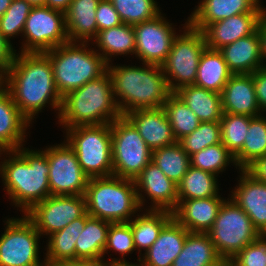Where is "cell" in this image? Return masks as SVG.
I'll use <instances>...</instances> for the list:
<instances>
[{
  "mask_svg": "<svg viewBox=\"0 0 266 266\" xmlns=\"http://www.w3.org/2000/svg\"><path fill=\"white\" fill-rule=\"evenodd\" d=\"M189 156L221 143L220 121L200 122L198 128L178 141Z\"/></svg>",
  "mask_w": 266,
  "mask_h": 266,
  "instance_id": "obj_42",
  "label": "cell"
},
{
  "mask_svg": "<svg viewBox=\"0 0 266 266\" xmlns=\"http://www.w3.org/2000/svg\"><path fill=\"white\" fill-rule=\"evenodd\" d=\"M221 259L208 233L189 232L172 266H211Z\"/></svg>",
  "mask_w": 266,
  "mask_h": 266,
  "instance_id": "obj_31",
  "label": "cell"
},
{
  "mask_svg": "<svg viewBox=\"0 0 266 266\" xmlns=\"http://www.w3.org/2000/svg\"><path fill=\"white\" fill-rule=\"evenodd\" d=\"M96 22L98 31L119 26L122 22L118 12L109 0H101L96 9Z\"/></svg>",
  "mask_w": 266,
  "mask_h": 266,
  "instance_id": "obj_45",
  "label": "cell"
},
{
  "mask_svg": "<svg viewBox=\"0 0 266 266\" xmlns=\"http://www.w3.org/2000/svg\"><path fill=\"white\" fill-rule=\"evenodd\" d=\"M189 231L172 217L161 229L158 238L144 252L140 263L143 266H172L182 251Z\"/></svg>",
  "mask_w": 266,
  "mask_h": 266,
  "instance_id": "obj_21",
  "label": "cell"
},
{
  "mask_svg": "<svg viewBox=\"0 0 266 266\" xmlns=\"http://www.w3.org/2000/svg\"><path fill=\"white\" fill-rule=\"evenodd\" d=\"M265 256H266V234H265Z\"/></svg>",
  "mask_w": 266,
  "mask_h": 266,
  "instance_id": "obj_57",
  "label": "cell"
},
{
  "mask_svg": "<svg viewBox=\"0 0 266 266\" xmlns=\"http://www.w3.org/2000/svg\"><path fill=\"white\" fill-rule=\"evenodd\" d=\"M42 266H76V261H53L44 259Z\"/></svg>",
  "mask_w": 266,
  "mask_h": 266,
  "instance_id": "obj_52",
  "label": "cell"
},
{
  "mask_svg": "<svg viewBox=\"0 0 266 266\" xmlns=\"http://www.w3.org/2000/svg\"><path fill=\"white\" fill-rule=\"evenodd\" d=\"M223 113L257 117L259 109L252 74H233L221 93Z\"/></svg>",
  "mask_w": 266,
  "mask_h": 266,
  "instance_id": "obj_23",
  "label": "cell"
},
{
  "mask_svg": "<svg viewBox=\"0 0 266 266\" xmlns=\"http://www.w3.org/2000/svg\"><path fill=\"white\" fill-rule=\"evenodd\" d=\"M232 75L223 54L219 50L206 48L199 61L194 85L221 94Z\"/></svg>",
  "mask_w": 266,
  "mask_h": 266,
  "instance_id": "obj_29",
  "label": "cell"
},
{
  "mask_svg": "<svg viewBox=\"0 0 266 266\" xmlns=\"http://www.w3.org/2000/svg\"><path fill=\"white\" fill-rule=\"evenodd\" d=\"M95 48H99L98 53L104 61L112 64V56L135 54V30L133 25L121 23L119 26L112 27L103 31H98L92 40ZM100 50V51H99ZM102 52V53H101Z\"/></svg>",
  "mask_w": 266,
  "mask_h": 266,
  "instance_id": "obj_28",
  "label": "cell"
},
{
  "mask_svg": "<svg viewBox=\"0 0 266 266\" xmlns=\"http://www.w3.org/2000/svg\"><path fill=\"white\" fill-rule=\"evenodd\" d=\"M64 129L66 141L74 149L81 169L89 178L112 175L111 124L79 125Z\"/></svg>",
  "mask_w": 266,
  "mask_h": 266,
  "instance_id": "obj_7",
  "label": "cell"
},
{
  "mask_svg": "<svg viewBox=\"0 0 266 266\" xmlns=\"http://www.w3.org/2000/svg\"><path fill=\"white\" fill-rule=\"evenodd\" d=\"M86 212L82 217L70 222L65 228L48 237L45 259L53 261H76V240L84 229Z\"/></svg>",
  "mask_w": 266,
  "mask_h": 266,
  "instance_id": "obj_33",
  "label": "cell"
},
{
  "mask_svg": "<svg viewBox=\"0 0 266 266\" xmlns=\"http://www.w3.org/2000/svg\"><path fill=\"white\" fill-rule=\"evenodd\" d=\"M44 152L49 164L50 195H84L90 178L68 142L46 146Z\"/></svg>",
  "mask_w": 266,
  "mask_h": 266,
  "instance_id": "obj_13",
  "label": "cell"
},
{
  "mask_svg": "<svg viewBox=\"0 0 266 266\" xmlns=\"http://www.w3.org/2000/svg\"><path fill=\"white\" fill-rule=\"evenodd\" d=\"M32 6H45V0H26Z\"/></svg>",
  "mask_w": 266,
  "mask_h": 266,
  "instance_id": "obj_55",
  "label": "cell"
},
{
  "mask_svg": "<svg viewBox=\"0 0 266 266\" xmlns=\"http://www.w3.org/2000/svg\"><path fill=\"white\" fill-rule=\"evenodd\" d=\"M255 93L261 113L266 112V68L262 67L252 73Z\"/></svg>",
  "mask_w": 266,
  "mask_h": 266,
  "instance_id": "obj_46",
  "label": "cell"
},
{
  "mask_svg": "<svg viewBox=\"0 0 266 266\" xmlns=\"http://www.w3.org/2000/svg\"><path fill=\"white\" fill-rule=\"evenodd\" d=\"M12 0H0V18L11 5Z\"/></svg>",
  "mask_w": 266,
  "mask_h": 266,
  "instance_id": "obj_53",
  "label": "cell"
},
{
  "mask_svg": "<svg viewBox=\"0 0 266 266\" xmlns=\"http://www.w3.org/2000/svg\"><path fill=\"white\" fill-rule=\"evenodd\" d=\"M265 13H243L214 22L202 32L207 48L220 50L240 38L254 34Z\"/></svg>",
  "mask_w": 266,
  "mask_h": 266,
  "instance_id": "obj_18",
  "label": "cell"
},
{
  "mask_svg": "<svg viewBox=\"0 0 266 266\" xmlns=\"http://www.w3.org/2000/svg\"><path fill=\"white\" fill-rule=\"evenodd\" d=\"M115 251L122 255V258H112L108 260L110 264L117 266L120 264L130 263L125 260V255L133 253L136 249L133 241V233L128 222L110 223L107 234V242L104 248V255L108 251Z\"/></svg>",
  "mask_w": 266,
  "mask_h": 266,
  "instance_id": "obj_41",
  "label": "cell"
},
{
  "mask_svg": "<svg viewBox=\"0 0 266 266\" xmlns=\"http://www.w3.org/2000/svg\"><path fill=\"white\" fill-rule=\"evenodd\" d=\"M17 50L6 40L0 32V77L2 78L10 69Z\"/></svg>",
  "mask_w": 266,
  "mask_h": 266,
  "instance_id": "obj_47",
  "label": "cell"
},
{
  "mask_svg": "<svg viewBox=\"0 0 266 266\" xmlns=\"http://www.w3.org/2000/svg\"><path fill=\"white\" fill-rule=\"evenodd\" d=\"M122 117L108 71L62 97L59 124L62 128L79 125L111 124Z\"/></svg>",
  "mask_w": 266,
  "mask_h": 266,
  "instance_id": "obj_4",
  "label": "cell"
},
{
  "mask_svg": "<svg viewBox=\"0 0 266 266\" xmlns=\"http://www.w3.org/2000/svg\"><path fill=\"white\" fill-rule=\"evenodd\" d=\"M177 141L196 130L200 121L196 114L173 92L162 107Z\"/></svg>",
  "mask_w": 266,
  "mask_h": 266,
  "instance_id": "obj_37",
  "label": "cell"
},
{
  "mask_svg": "<svg viewBox=\"0 0 266 266\" xmlns=\"http://www.w3.org/2000/svg\"><path fill=\"white\" fill-rule=\"evenodd\" d=\"M238 185L231 191V199L249 216L260 234H266V183L253 179L239 170Z\"/></svg>",
  "mask_w": 266,
  "mask_h": 266,
  "instance_id": "obj_20",
  "label": "cell"
},
{
  "mask_svg": "<svg viewBox=\"0 0 266 266\" xmlns=\"http://www.w3.org/2000/svg\"><path fill=\"white\" fill-rule=\"evenodd\" d=\"M243 170L253 179L266 183V155L254 159Z\"/></svg>",
  "mask_w": 266,
  "mask_h": 266,
  "instance_id": "obj_48",
  "label": "cell"
},
{
  "mask_svg": "<svg viewBox=\"0 0 266 266\" xmlns=\"http://www.w3.org/2000/svg\"><path fill=\"white\" fill-rule=\"evenodd\" d=\"M86 213L84 195H50L35 204L25 215L40 235H51Z\"/></svg>",
  "mask_w": 266,
  "mask_h": 266,
  "instance_id": "obj_14",
  "label": "cell"
},
{
  "mask_svg": "<svg viewBox=\"0 0 266 266\" xmlns=\"http://www.w3.org/2000/svg\"><path fill=\"white\" fill-rule=\"evenodd\" d=\"M103 260L104 259L76 261V266H114L110 264L108 261H103Z\"/></svg>",
  "mask_w": 266,
  "mask_h": 266,
  "instance_id": "obj_51",
  "label": "cell"
},
{
  "mask_svg": "<svg viewBox=\"0 0 266 266\" xmlns=\"http://www.w3.org/2000/svg\"><path fill=\"white\" fill-rule=\"evenodd\" d=\"M112 175L134 180L151 162L152 150L124 117L111 123Z\"/></svg>",
  "mask_w": 266,
  "mask_h": 266,
  "instance_id": "obj_10",
  "label": "cell"
},
{
  "mask_svg": "<svg viewBox=\"0 0 266 266\" xmlns=\"http://www.w3.org/2000/svg\"><path fill=\"white\" fill-rule=\"evenodd\" d=\"M7 154L0 163L3 190L20 211L27 213L35 204L50 196L49 164L46 153L20 146L17 150L0 151Z\"/></svg>",
  "mask_w": 266,
  "mask_h": 266,
  "instance_id": "obj_2",
  "label": "cell"
},
{
  "mask_svg": "<svg viewBox=\"0 0 266 266\" xmlns=\"http://www.w3.org/2000/svg\"><path fill=\"white\" fill-rule=\"evenodd\" d=\"M21 52H46L69 42L65 13L47 6H33L23 30Z\"/></svg>",
  "mask_w": 266,
  "mask_h": 266,
  "instance_id": "obj_12",
  "label": "cell"
},
{
  "mask_svg": "<svg viewBox=\"0 0 266 266\" xmlns=\"http://www.w3.org/2000/svg\"><path fill=\"white\" fill-rule=\"evenodd\" d=\"M1 84L10 92L19 111L31 122L46 104L60 112L62 97L54 81L49 57L42 52L15 53Z\"/></svg>",
  "mask_w": 266,
  "mask_h": 266,
  "instance_id": "obj_1",
  "label": "cell"
},
{
  "mask_svg": "<svg viewBox=\"0 0 266 266\" xmlns=\"http://www.w3.org/2000/svg\"><path fill=\"white\" fill-rule=\"evenodd\" d=\"M153 151L177 142L164 109H139L123 115Z\"/></svg>",
  "mask_w": 266,
  "mask_h": 266,
  "instance_id": "obj_19",
  "label": "cell"
},
{
  "mask_svg": "<svg viewBox=\"0 0 266 266\" xmlns=\"http://www.w3.org/2000/svg\"><path fill=\"white\" fill-rule=\"evenodd\" d=\"M31 122L19 111L10 92L0 84V151L23 146Z\"/></svg>",
  "mask_w": 266,
  "mask_h": 266,
  "instance_id": "obj_24",
  "label": "cell"
},
{
  "mask_svg": "<svg viewBox=\"0 0 266 266\" xmlns=\"http://www.w3.org/2000/svg\"><path fill=\"white\" fill-rule=\"evenodd\" d=\"M217 176L190 165L177 185L178 200L210 198L219 194Z\"/></svg>",
  "mask_w": 266,
  "mask_h": 266,
  "instance_id": "obj_34",
  "label": "cell"
},
{
  "mask_svg": "<svg viewBox=\"0 0 266 266\" xmlns=\"http://www.w3.org/2000/svg\"><path fill=\"white\" fill-rule=\"evenodd\" d=\"M229 163L236 166L234 155L222 144L208 146L190 156V165L218 176Z\"/></svg>",
  "mask_w": 266,
  "mask_h": 266,
  "instance_id": "obj_39",
  "label": "cell"
},
{
  "mask_svg": "<svg viewBox=\"0 0 266 266\" xmlns=\"http://www.w3.org/2000/svg\"><path fill=\"white\" fill-rule=\"evenodd\" d=\"M0 237V266H42L39 259L41 235L26 216L8 218Z\"/></svg>",
  "mask_w": 266,
  "mask_h": 266,
  "instance_id": "obj_11",
  "label": "cell"
},
{
  "mask_svg": "<svg viewBox=\"0 0 266 266\" xmlns=\"http://www.w3.org/2000/svg\"><path fill=\"white\" fill-rule=\"evenodd\" d=\"M151 161L177 185L190 167V156L178 141L153 150Z\"/></svg>",
  "mask_w": 266,
  "mask_h": 266,
  "instance_id": "obj_35",
  "label": "cell"
},
{
  "mask_svg": "<svg viewBox=\"0 0 266 266\" xmlns=\"http://www.w3.org/2000/svg\"><path fill=\"white\" fill-rule=\"evenodd\" d=\"M67 42L44 52L50 59L61 97L95 80L107 71V63L87 42ZM88 45V46H87Z\"/></svg>",
  "mask_w": 266,
  "mask_h": 266,
  "instance_id": "obj_6",
  "label": "cell"
},
{
  "mask_svg": "<svg viewBox=\"0 0 266 266\" xmlns=\"http://www.w3.org/2000/svg\"><path fill=\"white\" fill-rule=\"evenodd\" d=\"M260 0H202L188 17V24L203 31L208 25L243 13H265Z\"/></svg>",
  "mask_w": 266,
  "mask_h": 266,
  "instance_id": "obj_17",
  "label": "cell"
},
{
  "mask_svg": "<svg viewBox=\"0 0 266 266\" xmlns=\"http://www.w3.org/2000/svg\"><path fill=\"white\" fill-rule=\"evenodd\" d=\"M142 65L107 64L114 97L122 116L134 110L161 108L173 93L161 66Z\"/></svg>",
  "mask_w": 266,
  "mask_h": 266,
  "instance_id": "obj_3",
  "label": "cell"
},
{
  "mask_svg": "<svg viewBox=\"0 0 266 266\" xmlns=\"http://www.w3.org/2000/svg\"><path fill=\"white\" fill-rule=\"evenodd\" d=\"M101 0H72L65 12V25L70 42H90L97 33L96 9Z\"/></svg>",
  "mask_w": 266,
  "mask_h": 266,
  "instance_id": "obj_26",
  "label": "cell"
},
{
  "mask_svg": "<svg viewBox=\"0 0 266 266\" xmlns=\"http://www.w3.org/2000/svg\"><path fill=\"white\" fill-rule=\"evenodd\" d=\"M230 262L231 266H266L265 234L245 246Z\"/></svg>",
  "mask_w": 266,
  "mask_h": 266,
  "instance_id": "obj_44",
  "label": "cell"
},
{
  "mask_svg": "<svg viewBox=\"0 0 266 266\" xmlns=\"http://www.w3.org/2000/svg\"><path fill=\"white\" fill-rule=\"evenodd\" d=\"M145 212L141 215L137 213V217L128 222L133 233L135 249L140 254L137 260L139 262L142 258L140 257L142 249L146 252L151 247L163 226L173 217V212L167 210L146 209Z\"/></svg>",
  "mask_w": 266,
  "mask_h": 266,
  "instance_id": "obj_32",
  "label": "cell"
},
{
  "mask_svg": "<svg viewBox=\"0 0 266 266\" xmlns=\"http://www.w3.org/2000/svg\"><path fill=\"white\" fill-rule=\"evenodd\" d=\"M182 29L183 34L174 38L171 50L161 65L172 92L195 83L201 55L207 48L202 31L192 28L188 21Z\"/></svg>",
  "mask_w": 266,
  "mask_h": 266,
  "instance_id": "obj_8",
  "label": "cell"
},
{
  "mask_svg": "<svg viewBox=\"0 0 266 266\" xmlns=\"http://www.w3.org/2000/svg\"><path fill=\"white\" fill-rule=\"evenodd\" d=\"M257 31L260 37L261 55L263 59V65L266 68V64H264L266 62V12L260 19Z\"/></svg>",
  "mask_w": 266,
  "mask_h": 266,
  "instance_id": "obj_49",
  "label": "cell"
},
{
  "mask_svg": "<svg viewBox=\"0 0 266 266\" xmlns=\"http://www.w3.org/2000/svg\"><path fill=\"white\" fill-rule=\"evenodd\" d=\"M233 74H252L264 67L258 31L219 50Z\"/></svg>",
  "mask_w": 266,
  "mask_h": 266,
  "instance_id": "obj_25",
  "label": "cell"
},
{
  "mask_svg": "<svg viewBox=\"0 0 266 266\" xmlns=\"http://www.w3.org/2000/svg\"><path fill=\"white\" fill-rule=\"evenodd\" d=\"M134 182L140 208L146 201L145 195L152 203L148 210L173 212L176 209L178 205L177 184L170 180L152 161L134 179ZM142 192L145 194L142 195Z\"/></svg>",
  "mask_w": 266,
  "mask_h": 266,
  "instance_id": "obj_16",
  "label": "cell"
},
{
  "mask_svg": "<svg viewBox=\"0 0 266 266\" xmlns=\"http://www.w3.org/2000/svg\"><path fill=\"white\" fill-rule=\"evenodd\" d=\"M211 266H231V262L229 259L222 258L220 261Z\"/></svg>",
  "mask_w": 266,
  "mask_h": 266,
  "instance_id": "obj_54",
  "label": "cell"
},
{
  "mask_svg": "<svg viewBox=\"0 0 266 266\" xmlns=\"http://www.w3.org/2000/svg\"><path fill=\"white\" fill-rule=\"evenodd\" d=\"M207 233L219 255L229 260L261 236L249 216L231 198L223 202Z\"/></svg>",
  "mask_w": 266,
  "mask_h": 266,
  "instance_id": "obj_9",
  "label": "cell"
},
{
  "mask_svg": "<svg viewBox=\"0 0 266 266\" xmlns=\"http://www.w3.org/2000/svg\"><path fill=\"white\" fill-rule=\"evenodd\" d=\"M122 23L135 25L151 20L161 13L154 0H109Z\"/></svg>",
  "mask_w": 266,
  "mask_h": 266,
  "instance_id": "obj_40",
  "label": "cell"
},
{
  "mask_svg": "<svg viewBox=\"0 0 266 266\" xmlns=\"http://www.w3.org/2000/svg\"><path fill=\"white\" fill-rule=\"evenodd\" d=\"M266 155V117L264 114L250 119L242 149L234 156L236 169L243 170L254 159Z\"/></svg>",
  "mask_w": 266,
  "mask_h": 266,
  "instance_id": "obj_36",
  "label": "cell"
},
{
  "mask_svg": "<svg viewBox=\"0 0 266 266\" xmlns=\"http://www.w3.org/2000/svg\"><path fill=\"white\" fill-rule=\"evenodd\" d=\"M110 222L88 215L76 240V261L103 259Z\"/></svg>",
  "mask_w": 266,
  "mask_h": 266,
  "instance_id": "obj_30",
  "label": "cell"
},
{
  "mask_svg": "<svg viewBox=\"0 0 266 266\" xmlns=\"http://www.w3.org/2000/svg\"><path fill=\"white\" fill-rule=\"evenodd\" d=\"M32 5L26 0H12L11 5L0 18V32L11 43L10 38L23 33L26 19Z\"/></svg>",
  "mask_w": 266,
  "mask_h": 266,
  "instance_id": "obj_43",
  "label": "cell"
},
{
  "mask_svg": "<svg viewBox=\"0 0 266 266\" xmlns=\"http://www.w3.org/2000/svg\"><path fill=\"white\" fill-rule=\"evenodd\" d=\"M72 0H45V6L65 13Z\"/></svg>",
  "mask_w": 266,
  "mask_h": 266,
  "instance_id": "obj_50",
  "label": "cell"
},
{
  "mask_svg": "<svg viewBox=\"0 0 266 266\" xmlns=\"http://www.w3.org/2000/svg\"><path fill=\"white\" fill-rule=\"evenodd\" d=\"M84 196L86 212L110 223L129 222L143 209L138 203L134 180L114 175L90 178Z\"/></svg>",
  "mask_w": 266,
  "mask_h": 266,
  "instance_id": "obj_5",
  "label": "cell"
},
{
  "mask_svg": "<svg viewBox=\"0 0 266 266\" xmlns=\"http://www.w3.org/2000/svg\"><path fill=\"white\" fill-rule=\"evenodd\" d=\"M251 116L223 113L221 143L235 156L243 147Z\"/></svg>",
  "mask_w": 266,
  "mask_h": 266,
  "instance_id": "obj_38",
  "label": "cell"
},
{
  "mask_svg": "<svg viewBox=\"0 0 266 266\" xmlns=\"http://www.w3.org/2000/svg\"><path fill=\"white\" fill-rule=\"evenodd\" d=\"M175 93L196 114L200 122L220 121L223 116L220 93L202 87L186 85Z\"/></svg>",
  "mask_w": 266,
  "mask_h": 266,
  "instance_id": "obj_27",
  "label": "cell"
},
{
  "mask_svg": "<svg viewBox=\"0 0 266 266\" xmlns=\"http://www.w3.org/2000/svg\"><path fill=\"white\" fill-rule=\"evenodd\" d=\"M117 266H143L140 262L139 264L138 263H125V264H120V265H117Z\"/></svg>",
  "mask_w": 266,
  "mask_h": 266,
  "instance_id": "obj_56",
  "label": "cell"
},
{
  "mask_svg": "<svg viewBox=\"0 0 266 266\" xmlns=\"http://www.w3.org/2000/svg\"><path fill=\"white\" fill-rule=\"evenodd\" d=\"M220 196L178 200L173 217L189 232L207 233L212 228L219 209L226 200Z\"/></svg>",
  "mask_w": 266,
  "mask_h": 266,
  "instance_id": "obj_22",
  "label": "cell"
},
{
  "mask_svg": "<svg viewBox=\"0 0 266 266\" xmlns=\"http://www.w3.org/2000/svg\"><path fill=\"white\" fill-rule=\"evenodd\" d=\"M135 30V57L142 63L161 66L174 38L177 36L172 24L160 13L155 18L133 25Z\"/></svg>",
  "mask_w": 266,
  "mask_h": 266,
  "instance_id": "obj_15",
  "label": "cell"
}]
</instances>
